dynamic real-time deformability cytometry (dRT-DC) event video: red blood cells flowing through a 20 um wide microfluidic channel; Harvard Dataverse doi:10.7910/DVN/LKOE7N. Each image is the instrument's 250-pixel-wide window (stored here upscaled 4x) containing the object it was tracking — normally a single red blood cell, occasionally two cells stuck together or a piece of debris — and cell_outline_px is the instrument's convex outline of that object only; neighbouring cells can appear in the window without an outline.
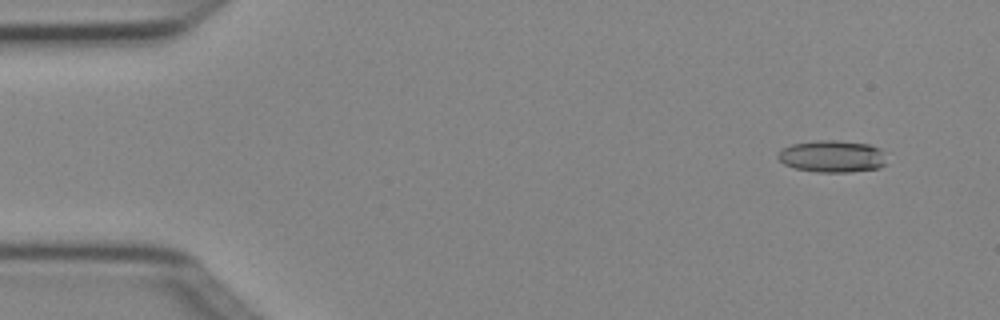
{"species": "Egyptian fruit bat (a non-hibernating species)", "species_latin": "Rousettus aegyptiacus", "temperature_condition": "cold", "stored_images_in_passage": 4, "camera_frame_rate_fps": 3000, "um_per_image_px": 0.085, "animal": {"sex": "female"}, "frame": {"image": 1, "passage_image": 1, "time_ms": 0.0, "image_size_px": [1000, 320], "cell_outline_px": [[884, 164], [880, 168], [848, 172], [816, 172], [796, 168], [784, 164], [776, 156], [780, 148], [792, 144], [816, 140], [836, 140], [868, 144], [880, 148], [884, 152]], "centroid_in_image_um": [70.71, 13.28], "position_along_channel_um": 14.3, "area_um2": 20.35}}
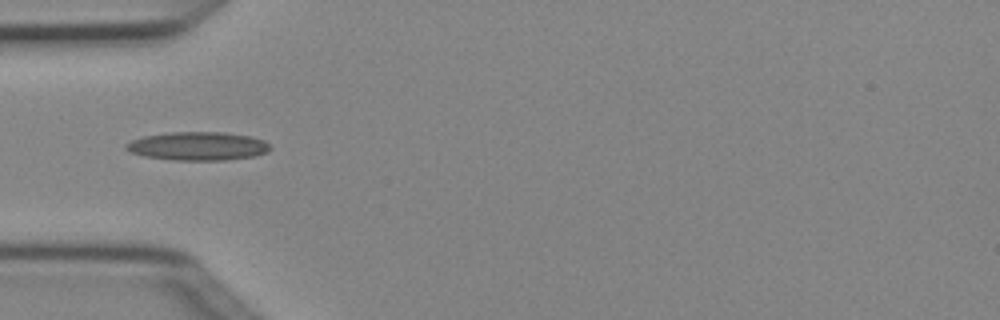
{"frame": {"image": 2, "passage_image": 4, "time_ms": 1.0, "image_size_px": [1000, 320], "cell_outline_px": [[272, 148], [268, 152], [256, 156], [224, 160], [172, 160], [144, 156], [128, 152], [124, 148], [124, 144], [132, 140], [144, 136], [172, 132], [224, 132], [248, 136], [264, 140]], "centroid_in_image_um": [16.8, 12.42], "position_along_channel_um": 68.2, "area_um2": 24.04}}